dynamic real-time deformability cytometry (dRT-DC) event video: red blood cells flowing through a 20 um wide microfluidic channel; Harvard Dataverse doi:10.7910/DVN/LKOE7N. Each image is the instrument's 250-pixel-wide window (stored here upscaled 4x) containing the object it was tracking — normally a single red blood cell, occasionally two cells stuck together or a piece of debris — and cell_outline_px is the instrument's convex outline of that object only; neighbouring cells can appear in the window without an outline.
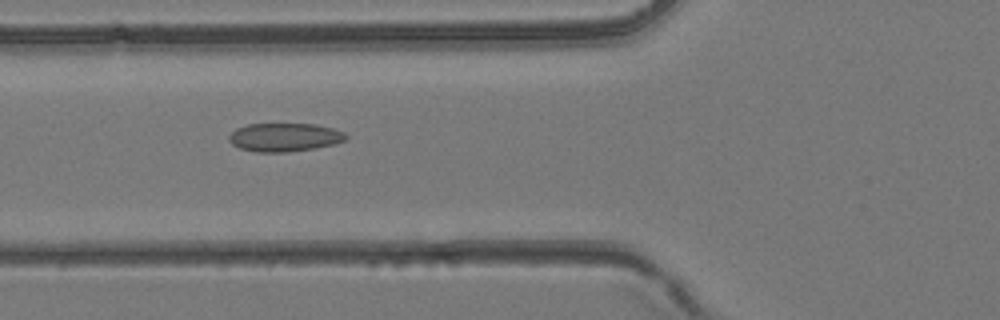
{"species": "common noctule bat (a hibernating species)", "species_latin": "Nyctalus noctula", "temperature_condition": "room temperature", "stored_images_in_passage": 33, "camera_frame_rate_fps": 3000, "um_per_image_px": 0.085, "animal": {"sex": "female", "body_mass_g": 24.6, "forearm_length_mm": 56.2}, "frame": {"image": 1, "passage_image": 6, "time_ms": 1.667, "image_size_px": [1000, 320], "cell_outline_px": [[348, 136], [344, 140], [336, 144], [316, 148], [288, 152], [256, 152], [240, 148], [232, 144], [228, 140], [228, 136], [236, 128], [248, 124], [316, 124], [332, 128], [344, 132]], "centroid_in_image_um": [24.18, 11.67], "position_along_channel_um": 101.6, "area_um2": 19.48}}
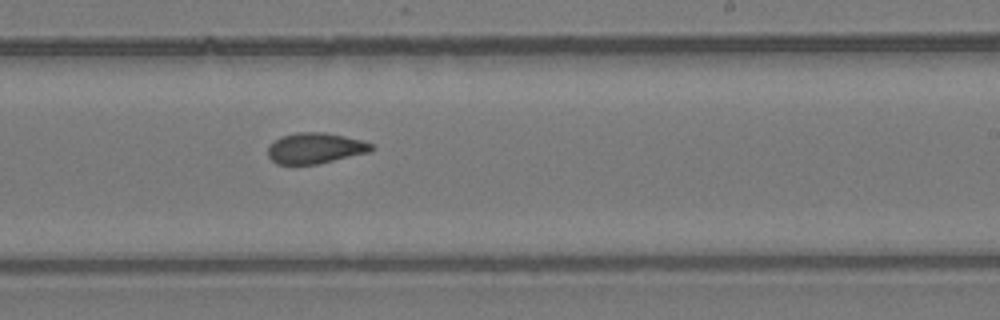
{"frame": {"image": 2, "passage_image": 16, "time_ms": 5.0, "image_size_px": [1000, 320], "cell_outline_px": [[376, 148], [372, 152], [316, 164], [276, 164], [268, 156], [268, 148], [276, 140], [284, 136], [296, 132], [324, 132], [344, 136], [360, 140], [372, 144]], "centroid_in_image_um": [26.84, 12.6], "position_along_channel_um": 262.2, "area_um2": 18.44}}
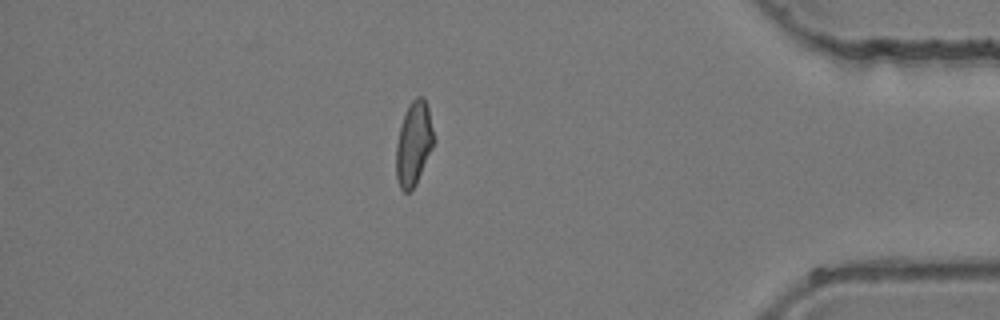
{"frame": {"image": 3, "passage_image": 27, "time_ms": 8.667, "image_size_px": [1000, 320], "cell_outline_px": [[436, 140], [416, 184], [408, 192], [404, 192], [400, 188], [396, 176], [396, 144], [400, 128], [408, 104], [416, 96], [424, 96], [428, 108]], "centroid_in_image_um": [35.18, 12.19], "position_along_channel_um": 400.0, "area_um2": 18.5}}